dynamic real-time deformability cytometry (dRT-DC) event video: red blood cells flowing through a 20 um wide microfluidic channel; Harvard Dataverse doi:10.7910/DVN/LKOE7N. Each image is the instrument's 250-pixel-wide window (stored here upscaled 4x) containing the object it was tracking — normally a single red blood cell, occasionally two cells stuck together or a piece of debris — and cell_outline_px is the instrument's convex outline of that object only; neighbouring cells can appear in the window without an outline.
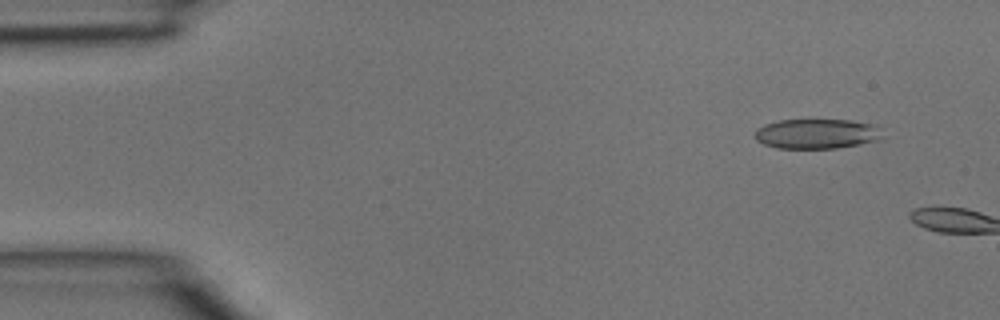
{"species": "common noctule bat (a hibernating species)", "species_latin": "Nyctalus noctula", "temperature_condition": "room temperature", "stored_images_in_passage": 4, "camera_frame_rate_fps": 3000, "um_per_image_px": 0.085, "animal": {"sex": "male", "body_mass_g": 15.6}, "frame": {"image": 1, "passage_image": 2, "time_ms": 0.333, "image_size_px": [1000, 320], "cell_outline_px": [[880, 140], [860, 144], [836, 148], [776, 148], [764, 144], [756, 140], [752, 136], [756, 128], [764, 124], [780, 120], [852, 120], [876, 124]], "centroid_in_image_um": [69.35, 11.37], "position_along_channel_um": 15.6, "area_um2": 22.25}}